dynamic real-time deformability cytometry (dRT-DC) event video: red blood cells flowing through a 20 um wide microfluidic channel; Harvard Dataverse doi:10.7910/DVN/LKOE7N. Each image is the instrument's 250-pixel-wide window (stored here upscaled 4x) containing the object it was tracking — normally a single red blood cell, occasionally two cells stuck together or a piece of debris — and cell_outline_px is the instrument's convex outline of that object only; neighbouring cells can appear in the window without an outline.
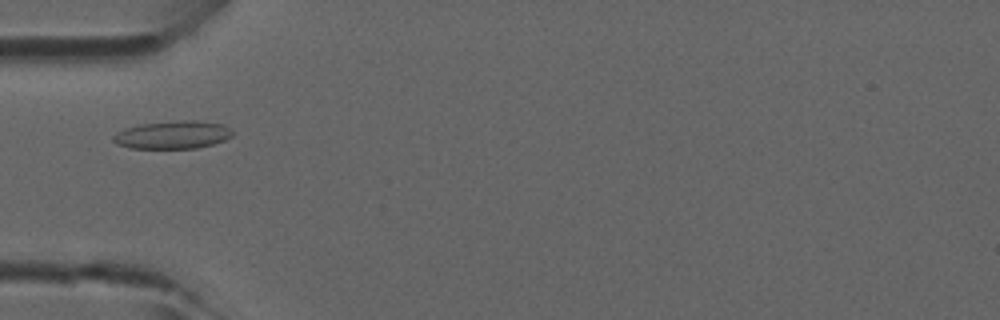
{"species": "common noctule bat (a hibernating species)", "species_latin": "Nyctalus noctula", "temperature_condition": "room temperature", "stored_images_in_passage": 2, "camera_frame_rate_fps": 3000, "um_per_image_px": 0.085, "animal": {"sex": "male", "forearm_length_mm": 52.5}, "frame": {"image": 1, "passage_image": 2, "time_ms": 0.333, "image_size_px": [1000, 320], "cell_outline_px": [[236, 132], [232, 136], [224, 140], [212, 144], [196, 148], [132, 148], [116, 144], [112, 140], [112, 136], [116, 132], [140, 124], [184, 120], [196, 120], [220, 124]], "centroid_in_image_um": [14.68, 11.46], "position_along_channel_um": 70.3, "area_um2": 19.25}}